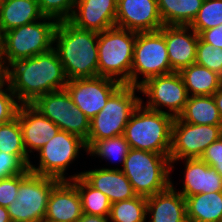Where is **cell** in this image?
<instances>
[{"label":"cell","instance_id":"obj_14","mask_svg":"<svg viewBox=\"0 0 222 222\" xmlns=\"http://www.w3.org/2000/svg\"><path fill=\"white\" fill-rule=\"evenodd\" d=\"M122 85L114 79L97 76L68 80L64 89L75 105L92 120Z\"/></svg>","mask_w":222,"mask_h":222},{"label":"cell","instance_id":"obj_43","mask_svg":"<svg viewBox=\"0 0 222 222\" xmlns=\"http://www.w3.org/2000/svg\"><path fill=\"white\" fill-rule=\"evenodd\" d=\"M6 68L0 63V88L6 83Z\"/></svg>","mask_w":222,"mask_h":222},{"label":"cell","instance_id":"obj_13","mask_svg":"<svg viewBox=\"0 0 222 222\" xmlns=\"http://www.w3.org/2000/svg\"><path fill=\"white\" fill-rule=\"evenodd\" d=\"M139 89L140 93L148 98L146 103L141 98V103L146 108L166 112L174 118L183 112L189 97L179 72L150 78ZM163 107L168 110L164 111Z\"/></svg>","mask_w":222,"mask_h":222},{"label":"cell","instance_id":"obj_33","mask_svg":"<svg viewBox=\"0 0 222 222\" xmlns=\"http://www.w3.org/2000/svg\"><path fill=\"white\" fill-rule=\"evenodd\" d=\"M196 64L216 72L222 77V49L204 42L200 37L197 44Z\"/></svg>","mask_w":222,"mask_h":222},{"label":"cell","instance_id":"obj_44","mask_svg":"<svg viewBox=\"0 0 222 222\" xmlns=\"http://www.w3.org/2000/svg\"><path fill=\"white\" fill-rule=\"evenodd\" d=\"M212 167L222 176V162H216Z\"/></svg>","mask_w":222,"mask_h":222},{"label":"cell","instance_id":"obj_1","mask_svg":"<svg viewBox=\"0 0 222 222\" xmlns=\"http://www.w3.org/2000/svg\"><path fill=\"white\" fill-rule=\"evenodd\" d=\"M6 81L20 104H32L46 93L64 90L68 78L54 49L6 68Z\"/></svg>","mask_w":222,"mask_h":222},{"label":"cell","instance_id":"obj_8","mask_svg":"<svg viewBox=\"0 0 222 222\" xmlns=\"http://www.w3.org/2000/svg\"><path fill=\"white\" fill-rule=\"evenodd\" d=\"M170 73L173 71L164 35L159 30L138 32L134 45L130 85L139 88L150 78Z\"/></svg>","mask_w":222,"mask_h":222},{"label":"cell","instance_id":"obj_32","mask_svg":"<svg viewBox=\"0 0 222 222\" xmlns=\"http://www.w3.org/2000/svg\"><path fill=\"white\" fill-rule=\"evenodd\" d=\"M0 151L9 154H27L17 116L9 122L0 124Z\"/></svg>","mask_w":222,"mask_h":222},{"label":"cell","instance_id":"obj_34","mask_svg":"<svg viewBox=\"0 0 222 222\" xmlns=\"http://www.w3.org/2000/svg\"><path fill=\"white\" fill-rule=\"evenodd\" d=\"M30 159L27 154H9L0 151V179L23 174L32 162Z\"/></svg>","mask_w":222,"mask_h":222},{"label":"cell","instance_id":"obj_12","mask_svg":"<svg viewBox=\"0 0 222 222\" xmlns=\"http://www.w3.org/2000/svg\"><path fill=\"white\" fill-rule=\"evenodd\" d=\"M31 105L55 123L60 130L87 141L90 119L75 105L65 89L46 93Z\"/></svg>","mask_w":222,"mask_h":222},{"label":"cell","instance_id":"obj_24","mask_svg":"<svg viewBox=\"0 0 222 222\" xmlns=\"http://www.w3.org/2000/svg\"><path fill=\"white\" fill-rule=\"evenodd\" d=\"M188 222H221L222 191L184 197Z\"/></svg>","mask_w":222,"mask_h":222},{"label":"cell","instance_id":"obj_4","mask_svg":"<svg viewBox=\"0 0 222 222\" xmlns=\"http://www.w3.org/2000/svg\"><path fill=\"white\" fill-rule=\"evenodd\" d=\"M174 117L146 108L141 102L124 130L130 148L169 155Z\"/></svg>","mask_w":222,"mask_h":222},{"label":"cell","instance_id":"obj_9","mask_svg":"<svg viewBox=\"0 0 222 222\" xmlns=\"http://www.w3.org/2000/svg\"><path fill=\"white\" fill-rule=\"evenodd\" d=\"M87 154L86 143L80 137L60 130L38 152L39 162L30 163L29 170L32 173L53 177L60 181L67 180L66 173L70 164L79 157L80 151ZM67 174V175H65Z\"/></svg>","mask_w":222,"mask_h":222},{"label":"cell","instance_id":"obj_15","mask_svg":"<svg viewBox=\"0 0 222 222\" xmlns=\"http://www.w3.org/2000/svg\"><path fill=\"white\" fill-rule=\"evenodd\" d=\"M163 25L157 0H117L116 27L138 33L158 31Z\"/></svg>","mask_w":222,"mask_h":222},{"label":"cell","instance_id":"obj_18","mask_svg":"<svg viewBox=\"0 0 222 222\" xmlns=\"http://www.w3.org/2000/svg\"><path fill=\"white\" fill-rule=\"evenodd\" d=\"M117 0H76L68 20L74 26L94 32L115 27Z\"/></svg>","mask_w":222,"mask_h":222},{"label":"cell","instance_id":"obj_17","mask_svg":"<svg viewBox=\"0 0 222 222\" xmlns=\"http://www.w3.org/2000/svg\"><path fill=\"white\" fill-rule=\"evenodd\" d=\"M16 116L22 130L23 145L29 157L32 153L38 152L60 131L55 123L31 104H20Z\"/></svg>","mask_w":222,"mask_h":222},{"label":"cell","instance_id":"obj_16","mask_svg":"<svg viewBox=\"0 0 222 222\" xmlns=\"http://www.w3.org/2000/svg\"><path fill=\"white\" fill-rule=\"evenodd\" d=\"M159 31L165 37L173 72H180L196 62L199 34L195 30L190 26L163 25Z\"/></svg>","mask_w":222,"mask_h":222},{"label":"cell","instance_id":"obj_26","mask_svg":"<svg viewBox=\"0 0 222 222\" xmlns=\"http://www.w3.org/2000/svg\"><path fill=\"white\" fill-rule=\"evenodd\" d=\"M179 73L189 96L213 95L222 86L220 75L196 63Z\"/></svg>","mask_w":222,"mask_h":222},{"label":"cell","instance_id":"obj_22","mask_svg":"<svg viewBox=\"0 0 222 222\" xmlns=\"http://www.w3.org/2000/svg\"><path fill=\"white\" fill-rule=\"evenodd\" d=\"M172 181L166 190L147 197L149 222H188L186 200Z\"/></svg>","mask_w":222,"mask_h":222},{"label":"cell","instance_id":"obj_23","mask_svg":"<svg viewBox=\"0 0 222 222\" xmlns=\"http://www.w3.org/2000/svg\"><path fill=\"white\" fill-rule=\"evenodd\" d=\"M38 0H3L0 5V36L13 28L42 19Z\"/></svg>","mask_w":222,"mask_h":222},{"label":"cell","instance_id":"obj_28","mask_svg":"<svg viewBox=\"0 0 222 222\" xmlns=\"http://www.w3.org/2000/svg\"><path fill=\"white\" fill-rule=\"evenodd\" d=\"M78 190L83 214L109 216L111 202L101 191L90 186L81 176L71 180Z\"/></svg>","mask_w":222,"mask_h":222},{"label":"cell","instance_id":"obj_19","mask_svg":"<svg viewBox=\"0 0 222 222\" xmlns=\"http://www.w3.org/2000/svg\"><path fill=\"white\" fill-rule=\"evenodd\" d=\"M78 176H81L90 186L106 195L111 204L137 196L132 184L121 169L94 168L69 175L67 180H73Z\"/></svg>","mask_w":222,"mask_h":222},{"label":"cell","instance_id":"obj_29","mask_svg":"<svg viewBox=\"0 0 222 222\" xmlns=\"http://www.w3.org/2000/svg\"><path fill=\"white\" fill-rule=\"evenodd\" d=\"M130 150L129 143L126 141L124 135L115 136L96 141L88 150L87 154L94 157H99L105 161H116L121 163L123 168L126 156Z\"/></svg>","mask_w":222,"mask_h":222},{"label":"cell","instance_id":"obj_21","mask_svg":"<svg viewBox=\"0 0 222 222\" xmlns=\"http://www.w3.org/2000/svg\"><path fill=\"white\" fill-rule=\"evenodd\" d=\"M184 179L182 190L178 192L184 197L199 193L222 191V176L200 158L183 159Z\"/></svg>","mask_w":222,"mask_h":222},{"label":"cell","instance_id":"obj_37","mask_svg":"<svg viewBox=\"0 0 222 222\" xmlns=\"http://www.w3.org/2000/svg\"><path fill=\"white\" fill-rule=\"evenodd\" d=\"M29 168L23 173L5 179H0V205L8 207L16 200L19 184L30 173Z\"/></svg>","mask_w":222,"mask_h":222},{"label":"cell","instance_id":"obj_38","mask_svg":"<svg viewBox=\"0 0 222 222\" xmlns=\"http://www.w3.org/2000/svg\"><path fill=\"white\" fill-rule=\"evenodd\" d=\"M200 159L210 167L216 162H222V136L205 149Z\"/></svg>","mask_w":222,"mask_h":222},{"label":"cell","instance_id":"obj_20","mask_svg":"<svg viewBox=\"0 0 222 222\" xmlns=\"http://www.w3.org/2000/svg\"><path fill=\"white\" fill-rule=\"evenodd\" d=\"M82 214L76 185L71 180L59 181L50 193L44 222H77Z\"/></svg>","mask_w":222,"mask_h":222},{"label":"cell","instance_id":"obj_10","mask_svg":"<svg viewBox=\"0 0 222 222\" xmlns=\"http://www.w3.org/2000/svg\"><path fill=\"white\" fill-rule=\"evenodd\" d=\"M60 180L30 172L19 184L18 195L8 207L12 222H44L48 199Z\"/></svg>","mask_w":222,"mask_h":222},{"label":"cell","instance_id":"obj_5","mask_svg":"<svg viewBox=\"0 0 222 222\" xmlns=\"http://www.w3.org/2000/svg\"><path fill=\"white\" fill-rule=\"evenodd\" d=\"M121 169L132 184L137 195L149 197L166 190L171 185V162L169 155L130 148Z\"/></svg>","mask_w":222,"mask_h":222},{"label":"cell","instance_id":"obj_42","mask_svg":"<svg viewBox=\"0 0 222 222\" xmlns=\"http://www.w3.org/2000/svg\"><path fill=\"white\" fill-rule=\"evenodd\" d=\"M0 222H12L6 207L0 205Z\"/></svg>","mask_w":222,"mask_h":222},{"label":"cell","instance_id":"obj_39","mask_svg":"<svg viewBox=\"0 0 222 222\" xmlns=\"http://www.w3.org/2000/svg\"><path fill=\"white\" fill-rule=\"evenodd\" d=\"M199 37L206 43L213 45L215 48L222 49V24L214 28L203 30Z\"/></svg>","mask_w":222,"mask_h":222},{"label":"cell","instance_id":"obj_30","mask_svg":"<svg viewBox=\"0 0 222 222\" xmlns=\"http://www.w3.org/2000/svg\"><path fill=\"white\" fill-rule=\"evenodd\" d=\"M147 197H136L111 204L110 222H147Z\"/></svg>","mask_w":222,"mask_h":222},{"label":"cell","instance_id":"obj_35","mask_svg":"<svg viewBox=\"0 0 222 222\" xmlns=\"http://www.w3.org/2000/svg\"><path fill=\"white\" fill-rule=\"evenodd\" d=\"M76 0H38L41 14L59 21L70 19Z\"/></svg>","mask_w":222,"mask_h":222},{"label":"cell","instance_id":"obj_41","mask_svg":"<svg viewBox=\"0 0 222 222\" xmlns=\"http://www.w3.org/2000/svg\"><path fill=\"white\" fill-rule=\"evenodd\" d=\"M213 99L222 117V86L213 94Z\"/></svg>","mask_w":222,"mask_h":222},{"label":"cell","instance_id":"obj_11","mask_svg":"<svg viewBox=\"0 0 222 222\" xmlns=\"http://www.w3.org/2000/svg\"><path fill=\"white\" fill-rule=\"evenodd\" d=\"M222 136V125H197L175 117L172 124L169 159L171 172L174 163L183 159L200 158L205 149Z\"/></svg>","mask_w":222,"mask_h":222},{"label":"cell","instance_id":"obj_6","mask_svg":"<svg viewBox=\"0 0 222 222\" xmlns=\"http://www.w3.org/2000/svg\"><path fill=\"white\" fill-rule=\"evenodd\" d=\"M136 35L116 26L98 33V76L130 85Z\"/></svg>","mask_w":222,"mask_h":222},{"label":"cell","instance_id":"obj_2","mask_svg":"<svg viewBox=\"0 0 222 222\" xmlns=\"http://www.w3.org/2000/svg\"><path fill=\"white\" fill-rule=\"evenodd\" d=\"M53 49L68 80L98 76V32L80 29L68 20L59 21Z\"/></svg>","mask_w":222,"mask_h":222},{"label":"cell","instance_id":"obj_31","mask_svg":"<svg viewBox=\"0 0 222 222\" xmlns=\"http://www.w3.org/2000/svg\"><path fill=\"white\" fill-rule=\"evenodd\" d=\"M222 24V0H204L196 17L189 25L200 34Z\"/></svg>","mask_w":222,"mask_h":222},{"label":"cell","instance_id":"obj_36","mask_svg":"<svg viewBox=\"0 0 222 222\" xmlns=\"http://www.w3.org/2000/svg\"><path fill=\"white\" fill-rule=\"evenodd\" d=\"M20 103L6 82L0 88V124L14 119Z\"/></svg>","mask_w":222,"mask_h":222},{"label":"cell","instance_id":"obj_3","mask_svg":"<svg viewBox=\"0 0 222 222\" xmlns=\"http://www.w3.org/2000/svg\"><path fill=\"white\" fill-rule=\"evenodd\" d=\"M57 25V20L43 17L4 32L0 36V63L7 68L16 61L50 51Z\"/></svg>","mask_w":222,"mask_h":222},{"label":"cell","instance_id":"obj_40","mask_svg":"<svg viewBox=\"0 0 222 222\" xmlns=\"http://www.w3.org/2000/svg\"><path fill=\"white\" fill-rule=\"evenodd\" d=\"M77 222H110L109 216L82 214Z\"/></svg>","mask_w":222,"mask_h":222},{"label":"cell","instance_id":"obj_7","mask_svg":"<svg viewBox=\"0 0 222 222\" xmlns=\"http://www.w3.org/2000/svg\"><path fill=\"white\" fill-rule=\"evenodd\" d=\"M136 92H140L138 87L123 84L90 120V132L85 142L87 150L96 141L124 134L131 114L141 102V97Z\"/></svg>","mask_w":222,"mask_h":222},{"label":"cell","instance_id":"obj_25","mask_svg":"<svg viewBox=\"0 0 222 222\" xmlns=\"http://www.w3.org/2000/svg\"><path fill=\"white\" fill-rule=\"evenodd\" d=\"M178 117L190 124L222 125V117L213 95L189 96L183 112Z\"/></svg>","mask_w":222,"mask_h":222},{"label":"cell","instance_id":"obj_27","mask_svg":"<svg viewBox=\"0 0 222 222\" xmlns=\"http://www.w3.org/2000/svg\"><path fill=\"white\" fill-rule=\"evenodd\" d=\"M204 0H157L158 11L164 25L189 26Z\"/></svg>","mask_w":222,"mask_h":222}]
</instances>
